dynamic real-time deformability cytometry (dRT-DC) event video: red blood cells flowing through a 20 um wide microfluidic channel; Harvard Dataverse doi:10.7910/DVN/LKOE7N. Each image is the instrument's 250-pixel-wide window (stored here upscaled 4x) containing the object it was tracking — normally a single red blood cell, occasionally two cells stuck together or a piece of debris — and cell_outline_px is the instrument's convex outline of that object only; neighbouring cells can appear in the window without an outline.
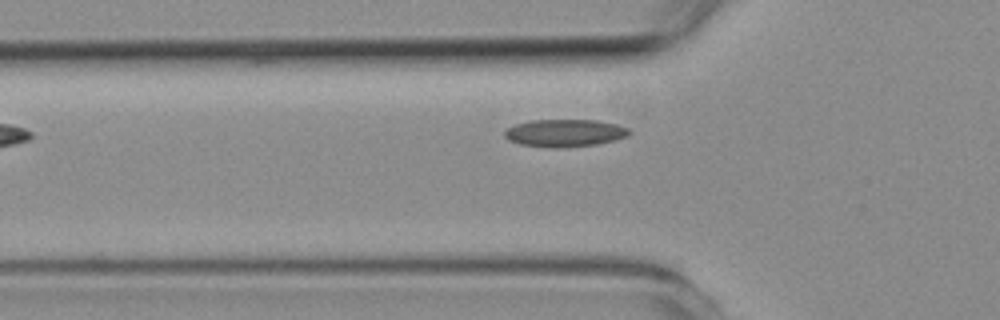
{"species": "common noctule bat (a hibernating species)", "species_latin": "Nyctalus noctula", "temperature_condition": "room temperature", "stored_images_in_passage": 5, "camera_frame_rate_fps": 3000, "um_per_image_px": 0.085, "animal": {"sex": "female", "body_mass_g": 19.3, "forearm_length_mm": 54.1}, "frame": {"image": 1, "passage_image": 2, "time_ms": 2.667, "image_size_px": [1000, 320], "cell_outline_px": [[632, 132], [628, 136], [616, 140], [596, 144], [564, 148], [552, 148], [520, 144], [508, 140], [504, 136], [504, 132], [508, 128], [516, 124], [532, 120], [600, 120], [616, 124], [628, 128]], "centroid_in_image_um": [48.03, 11.31], "position_along_channel_um": 77.8, "area_um2": 20.11}}
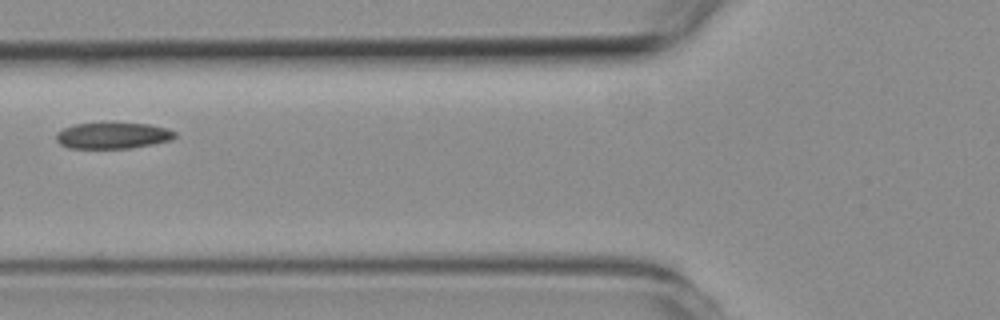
{"frame": {"image": 2, "passage_image": 3, "time_ms": 3.667, "image_size_px": [1000, 320], "cell_outline_px": [[176, 136], [172, 140], [132, 148], [68, 148], [60, 144], [56, 140], [56, 132], [64, 128], [76, 124], [112, 120], [148, 124], [164, 128], [176, 132]], "centroid_in_image_um": [9.57, 11.48], "position_along_channel_um": 116.2, "area_um2": 18.84}}
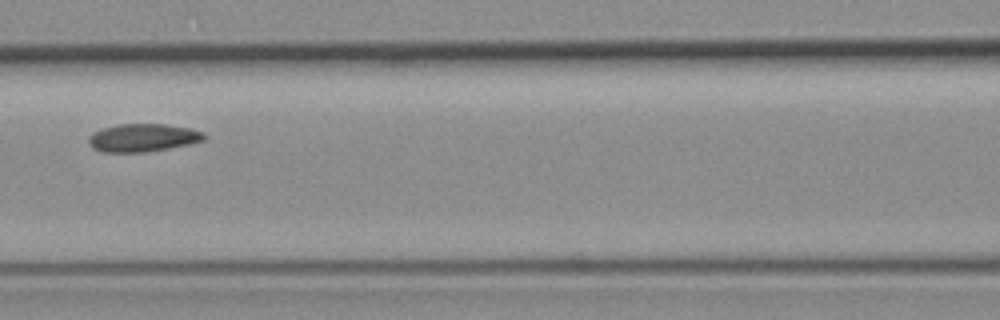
{"frame": {"image": 3, "passage_image": 4, "time_ms": 4.667, "image_size_px": [1000, 320], "cell_outline_px": [[204, 140], [188, 144], [168, 148], [144, 152], [104, 152], [92, 148], [88, 144], [88, 136], [92, 132], [100, 128], [120, 124], [164, 124], [192, 128], [204, 132]], "centroid_in_image_um": [12.09, 11.7], "position_along_channel_um": 154.5, "area_um2": 18.9}}